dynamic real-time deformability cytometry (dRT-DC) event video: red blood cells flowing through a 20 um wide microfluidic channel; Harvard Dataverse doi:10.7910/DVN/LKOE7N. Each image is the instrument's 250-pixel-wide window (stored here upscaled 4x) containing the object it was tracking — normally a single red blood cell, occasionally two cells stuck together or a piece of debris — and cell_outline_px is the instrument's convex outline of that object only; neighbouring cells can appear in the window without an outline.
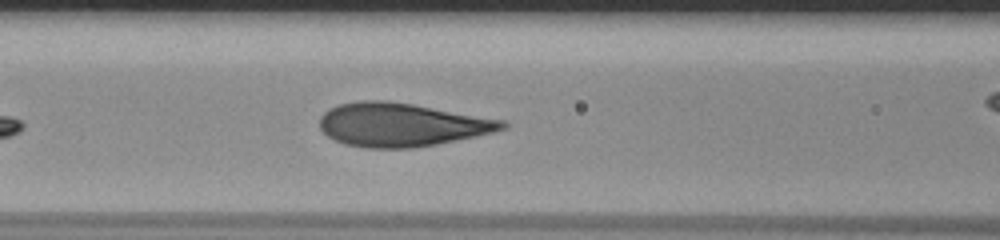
{"species": "human", "species_latin": "Homo sapiens", "temperature_condition": "room temperature", "stored_images_in_passage": 36, "camera_frame_rate_fps": 3000, "um_per_image_px": 0.085, "donor": {"sex": "male"}, "frame": {"image": 1, "passage_image": 8, "time_ms": 2.333, "image_size_px": [1000, 240], "cell_outline_px": [[508, 128], [496, 132], [436, 144], [412, 148], [364, 148], [344, 144], [328, 136], [320, 128], [320, 116], [328, 108], [340, 104], [360, 100], [388, 100], [508, 120]], "centroid_in_image_um": [34.16, 10.59], "position_along_channel_um": 132.4, "area_um2": 46.64}}
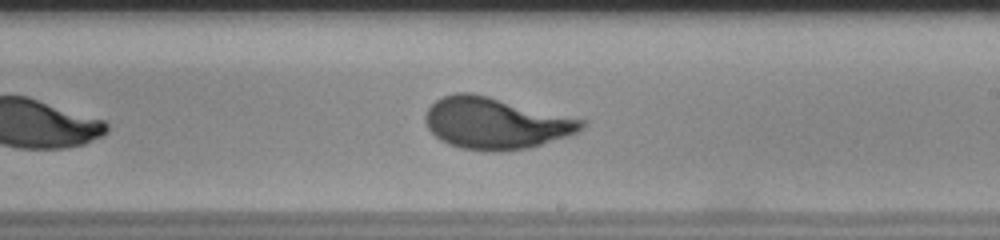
{"frame": {"image": 2, "passage_image": 17, "time_ms": 5.333, "image_size_px": [1000, 240], "cell_outline_px": [[588, 124], [584, 128], [568, 136], [528, 148], [496, 152], [488, 152], [460, 148], [448, 144], [440, 140], [428, 128], [424, 120], [424, 116], [428, 108], [436, 100], [444, 96], [456, 92], [472, 92], [588, 120]], "centroid_in_image_um": [42.14, 10.47], "position_along_channel_um": 246.9, "area_um2": 47.28}}
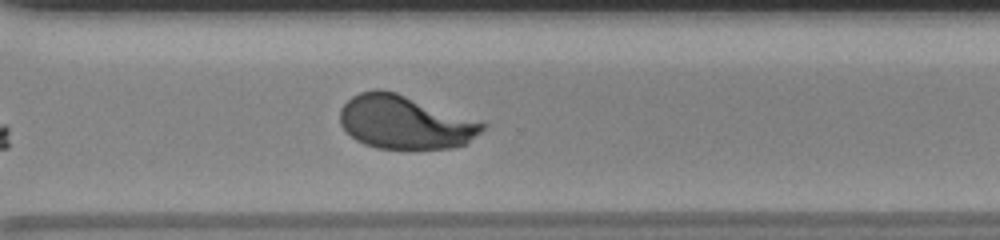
{"frame": {"image": 3, "passage_image": 24, "time_ms": 7.667, "image_size_px": [1000, 240], "cell_outline_px": [[488, 124], [468, 144], [452, 148], [376, 148], [364, 144], [356, 140], [340, 124], [340, 108], [352, 96], [360, 92], [376, 88], [396, 92], [484, 120]], "centroid_in_image_um": [34.49, 10.37], "position_along_channel_um": 336.1, "area_um2": 45.03}, "authors_computed_cell_mechanics": {"area_um2": 45.5753, "velocity_mm_per_s": 3.8251, "shape_relaxation_time_tau1_ms": 4.0575, "shape_relaxation_time_tau2_ms": null, "deformation_change_tau1": 0.2101, "deformation_change_tau2": null}}